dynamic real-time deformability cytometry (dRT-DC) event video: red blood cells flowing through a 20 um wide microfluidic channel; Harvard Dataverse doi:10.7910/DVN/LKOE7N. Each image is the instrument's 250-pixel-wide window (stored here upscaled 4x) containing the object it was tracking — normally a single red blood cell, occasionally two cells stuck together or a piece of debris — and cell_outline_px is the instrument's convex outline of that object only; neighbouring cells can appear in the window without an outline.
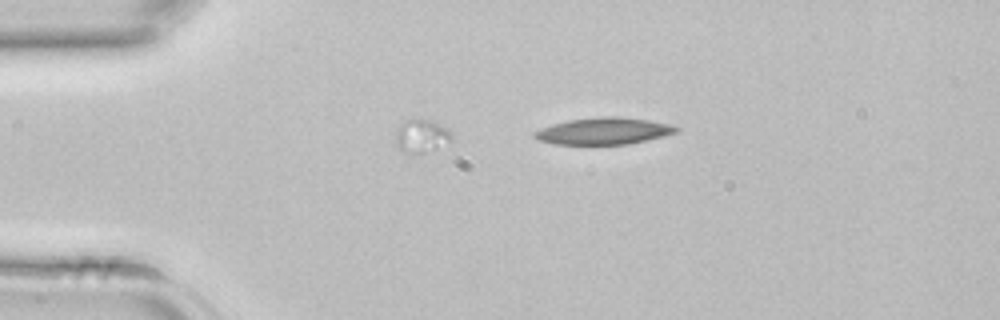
{"species": "common noctule bat (a hibernating species)", "species_latin": "Nyctalus noctula", "temperature_condition": "room temperature", "stored_images_in_passage": 6, "segment_of_instrument_passage": [2, 3], "camera_frame_rate_fps": 3000, "um_per_image_px": 0.085, "animal": {"sex": "female", "body_mass_g": 22.7, "forearm_length_mm": 54.2}, "frame": {"image": 1, "passage_image": 5, "time_ms": 1.333, "image_size_px": [1000, 320], "cell_outline_px": [[452, 140], [424, 152], [404, 152], [396, 144], [396, 128], [404, 120], [432, 120], [448, 128], [452, 136]], "centroid_in_image_um": [35.81, 11.52], "position_along_channel_um": 49.2, "area_um2": 10.46}}